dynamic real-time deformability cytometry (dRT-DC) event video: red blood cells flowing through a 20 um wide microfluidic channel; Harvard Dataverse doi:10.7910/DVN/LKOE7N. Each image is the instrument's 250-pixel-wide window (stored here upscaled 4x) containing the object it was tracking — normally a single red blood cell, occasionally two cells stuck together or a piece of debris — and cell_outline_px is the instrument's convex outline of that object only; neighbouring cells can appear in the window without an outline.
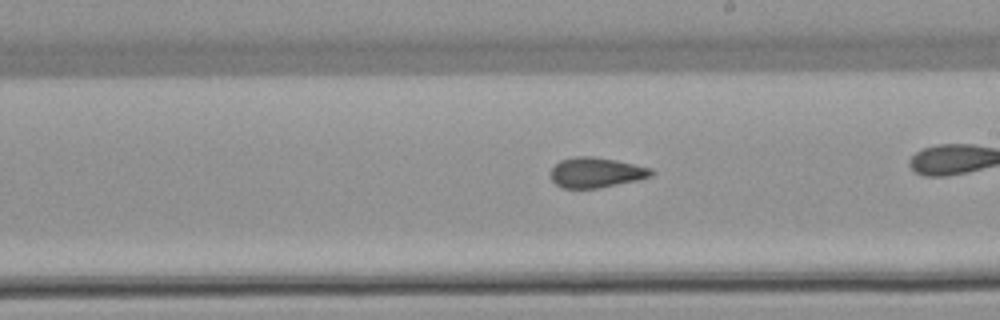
{"species": "common noctule bat (a hibernating species)", "species_latin": "Nyctalus noctula", "temperature_condition": "warm", "stored_images_in_passage": 41, "camera_frame_rate_fps": 3000, "um_per_image_px": 0.085, "animal": {"sex": "female", "body_mass_g": 22.7, "forearm_length_mm": 54.2}, "frame": {"image": 1, "passage_image": 30, "time_ms": 9.667, "image_size_px": [1000, 320], "cell_outline_px": [[656, 172], [652, 176], [640, 180], [600, 188], [560, 188], [552, 180], [552, 168], [560, 160], [576, 156], [592, 156], [616, 160], [652, 168]], "centroid_in_image_um": [50.72, 14.67], "position_along_channel_um": 238.3, "area_um2": 17.86}}